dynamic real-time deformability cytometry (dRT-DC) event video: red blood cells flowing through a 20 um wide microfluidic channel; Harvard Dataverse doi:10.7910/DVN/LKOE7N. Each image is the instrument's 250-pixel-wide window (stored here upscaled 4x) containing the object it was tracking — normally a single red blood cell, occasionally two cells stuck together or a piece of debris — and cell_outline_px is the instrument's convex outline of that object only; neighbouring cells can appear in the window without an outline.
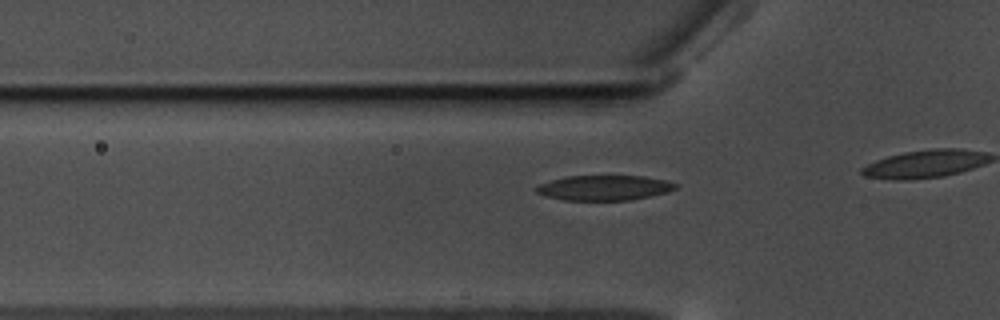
{"species": "common noctule bat (a hibernating species)", "species_latin": "Nyctalus noctula", "temperature_condition": "warm", "stored_images_in_passage": 20, "camera_frame_rate_fps": 3000, "um_per_image_px": 0.085, "animal": {"sex": "male", "body_mass_g": 17.5, "forearm_length_mm": 52.3}, "frame": {"image": 1, "passage_image": 15, "time_ms": 4.667, "image_size_px": [1000, 320], "cell_outline_px": [[680, 184], [676, 188], [668, 192], [628, 200], [564, 200], [544, 196], [536, 192], [532, 188], [540, 184], [552, 180], [568, 176], [644, 176], [668, 180]], "centroid_in_image_um": [51.36, 15.96], "position_along_channel_um": 74.4, "area_um2": 20.4}}
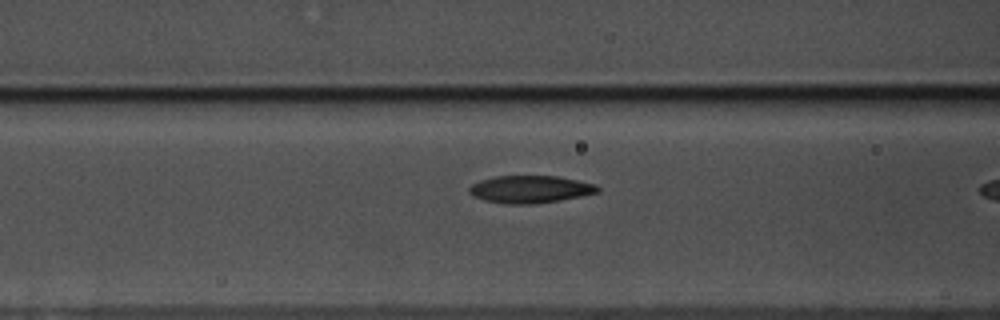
{"frame": {"image": 2, "passage_image": 19, "time_ms": 6.0, "image_size_px": [1000, 320], "cell_outline_px": [[600, 192], [560, 200], [532, 204], [508, 204], [484, 200], [472, 196], [468, 192], [468, 188], [472, 184], [480, 180], [492, 176], [556, 176], [596, 184], [600, 188]], "centroid_in_image_um": [45.04, 16.08], "position_along_channel_um": 121.6, "area_um2": 20.58}}